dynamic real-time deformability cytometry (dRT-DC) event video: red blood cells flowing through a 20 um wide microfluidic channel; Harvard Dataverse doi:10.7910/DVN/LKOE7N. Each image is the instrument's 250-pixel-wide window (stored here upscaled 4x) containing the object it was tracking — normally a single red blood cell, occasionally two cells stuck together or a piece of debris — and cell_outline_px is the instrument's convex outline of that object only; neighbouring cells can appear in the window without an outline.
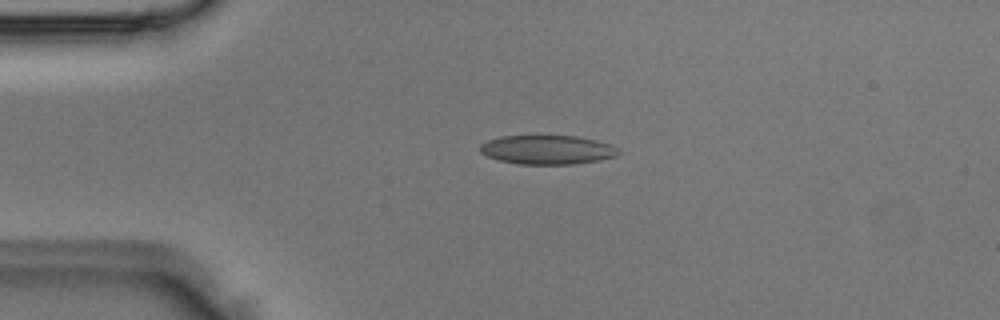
{"species": "Egyptian fruit bat (a non-hibernating species)", "species_latin": "Rousettus aegyptiacus", "temperature_condition": "room temperature", "stored_images_in_passage": 2, "camera_frame_rate_fps": 3000, "um_per_image_px": 0.085, "animal": {"sex": "male"}, "frame": {"image": 1, "passage_image": 1, "time_ms": 0.0, "image_size_px": [1000, 320], "cell_outline_px": [[624, 152], [616, 156], [600, 160], [572, 164], [520, 164], [500, 160], [488, 156], [480, 152], [480, 144], [488, 140], [500, 136], [576, 136], [596, 140], [620, 148]], "centroid_in_image_um": [46.57, 12.73], "position_along_channel_um": 38.4, "area_um2": 23.47}}